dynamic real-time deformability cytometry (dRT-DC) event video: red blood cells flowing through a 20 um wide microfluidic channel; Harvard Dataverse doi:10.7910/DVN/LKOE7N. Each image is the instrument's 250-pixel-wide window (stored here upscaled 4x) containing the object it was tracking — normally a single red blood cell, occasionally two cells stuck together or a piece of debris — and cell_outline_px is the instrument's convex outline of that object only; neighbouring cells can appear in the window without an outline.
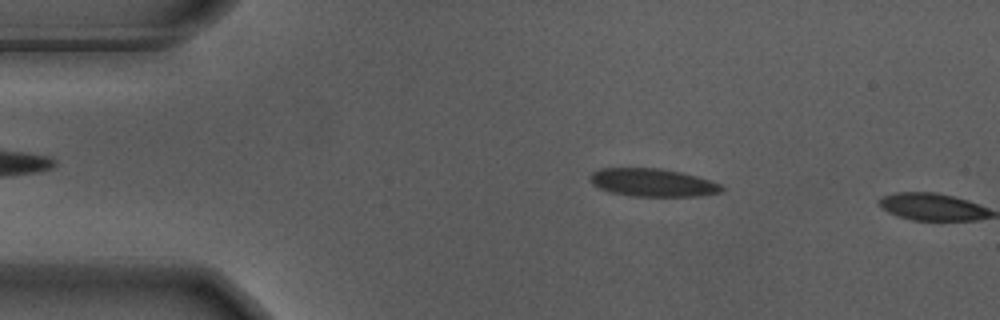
{"species": "Egyptian fruit bat (a non-hibernating species)", "species_latin": "Rousettus aegyptiacus", "temperature_condition": "warm", "stored_images_in_passage": 7, "camera_frame_rate_fps": 3000, "um_per_image_px": 0.085, "animal": {"sex": "male"}, "frame": {"image": 1, "passage_image": 6, "time_ms": 1.667, "image_size_px": [1000, 320], "cell_outline_px": [[724, 188], [720, 192], [696, 196], [632, 196], [608, 192], [592, 184], [588, 176], [592, 172], [600, 168], [660, 168], [680, 172], [696, 176], [720, 184]], "centroid_in_image_um": [55.41, 15.51], "position_along_channel_um": 29.6, "area_um2": 21.39}}